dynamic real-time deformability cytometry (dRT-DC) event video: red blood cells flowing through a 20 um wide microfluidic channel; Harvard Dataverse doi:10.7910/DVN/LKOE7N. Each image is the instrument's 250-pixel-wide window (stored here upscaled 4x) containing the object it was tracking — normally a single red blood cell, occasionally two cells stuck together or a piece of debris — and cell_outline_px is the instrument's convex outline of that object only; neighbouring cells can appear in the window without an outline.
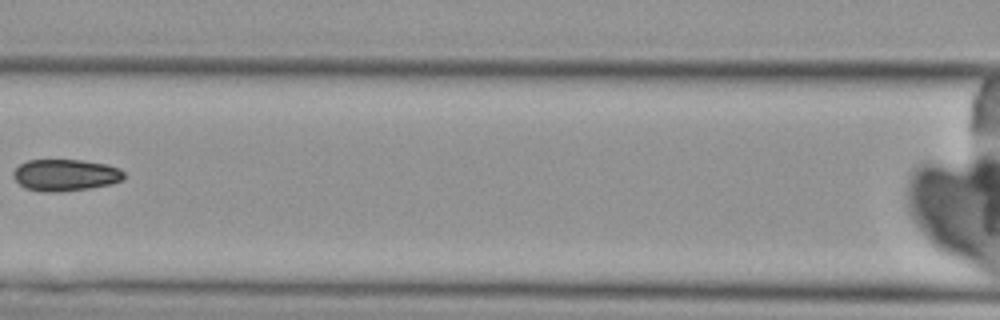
{"species": "Egyptian fruit bat (a non-hibernating species)", "species_latin": "Rousettus aegyptiacus", "temperature_condition": "cold", "stored_images_in_passage": 7, "camera_frame_rate_fps": 3000, "um_per_image_px": 0.085, "animal": {"sex": "female"}, "frame": {"image": 1, "passage_image": 6, "time_ms": 8.0, "image_size_px": [1000, 320], "cell_outline_px": [[124, 180], [108, 184], [88, 188], [56, 192], [40, 192], [24, 188], [12, 176], [12, 172], [20, 164], [28, 160], [80, 160], [104, 164], [120, 168], [124, 172]], "centroid_in_image_um": [5.53, 14.88], "position_along_channel_um": 161.1, "area_um2": 20.4}}
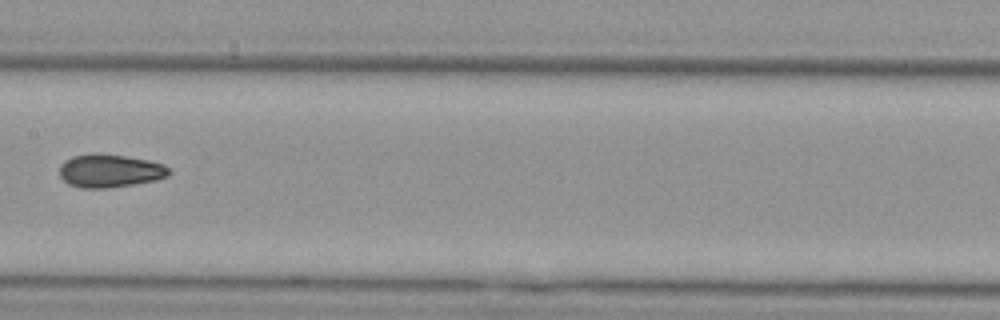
{"frame": {"image": 2, "passage_image": 7, "time_ms": 9.0, "image_size_px": [1000, 320], "cell_outline_px": [[172, 172], [168, 176], [156, 180], [108, 188], [80, 188], [68, 184], [60, 176], [60, 164], [64, 160], [72, 156], [92, 152], [96, 152], [124, 156], [148, 160], [164, 164]], "centroid_in_image_um": [9.32, 14.51], "position_along_channel_um": 198.1, "area_um2": 21.39}}